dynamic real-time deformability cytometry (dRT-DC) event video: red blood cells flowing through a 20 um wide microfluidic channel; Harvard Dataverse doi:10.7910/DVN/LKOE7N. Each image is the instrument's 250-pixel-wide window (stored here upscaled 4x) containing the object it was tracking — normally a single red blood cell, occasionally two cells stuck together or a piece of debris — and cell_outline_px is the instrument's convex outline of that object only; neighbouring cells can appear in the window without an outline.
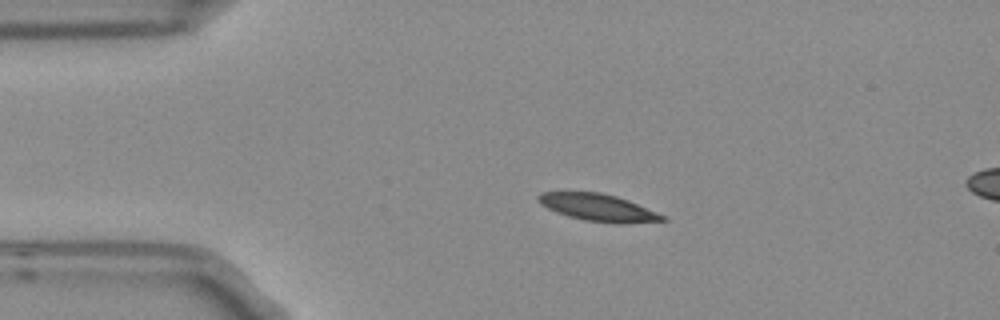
{"species": "Egyptian fruit bat (a non-hibernating species)", "species_latin": "Rousettus aegyptiacus", "temperature_condition": "room temperature", "stored_images_in_passage": 4, "segment_of_instrument_passage": [1, 2], "camera_frame_rate_fps": 3000, "um_per_image_px": 0.085, "frame": {"image": 1, "passage_image": 2, "time_ms": 0.333, "image_size_px": [1000, 320], "cell_outline_px": [[668, 220], [624, 224], [612, 224], [584, 220], [568, 216], [556, 212], [540, 204], [540, 196], [544, 192], [600, 192], [616, 196], [628, 200], [668, 216]], "centroid_in_image_um": [50.94, 17.67], "position_along_channel_um": 34.1, "area_um2": 19.71}}